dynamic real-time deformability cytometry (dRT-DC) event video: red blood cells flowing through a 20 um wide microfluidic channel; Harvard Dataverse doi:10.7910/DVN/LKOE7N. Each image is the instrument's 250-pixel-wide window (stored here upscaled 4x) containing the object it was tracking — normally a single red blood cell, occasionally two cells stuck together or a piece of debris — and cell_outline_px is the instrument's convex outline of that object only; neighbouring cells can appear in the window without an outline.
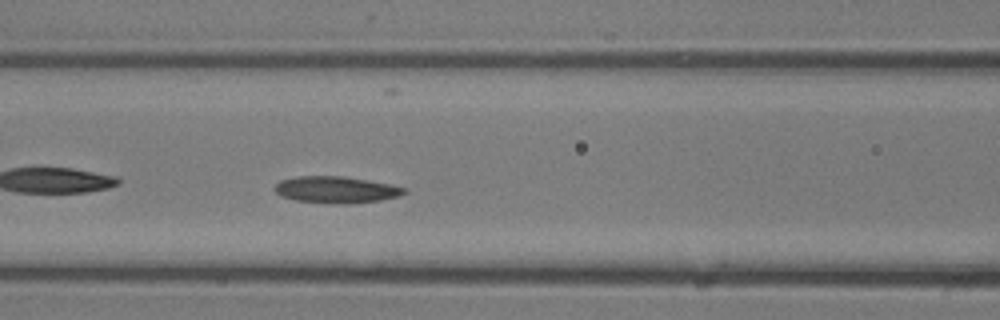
{"species": "common noctule bat (a hibernating species)", "species_latin": "Nyctalus noctula", "temperature_condition": "room temperature", "stored_images_in_passage": 23, "camera_frame_rate_fps": 3000, "um_per_image_px": 0.085, "animal": {"sex": "male", "body_mass_g": 13.3}, "frame": {"image": 1, "passage_image": 15, "time_ms": 4.667, "image_size_px": [1000, 320], "cell_outline_px": [[408, 192], [400, 196], [380, 200], [352, 204], [344, 204], [296, 200], [280, 196], [272, 188], [280, 180], [296, 176], [344, 176], [392, 184], [408, 188]], "centroid_in_image_um": [28.61, 16.12], "position_along_channel_um": 138.0, "area_um2": 20.35}}
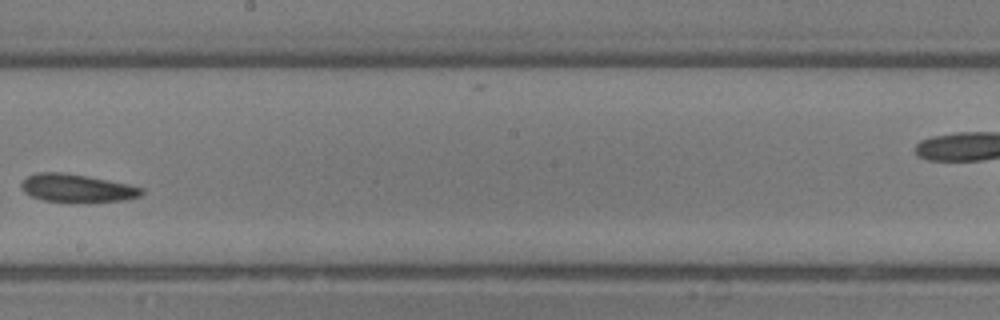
{"frame": {"image": 2, "passage_image": 20, "time_ms": 6.333, "image_size_px": [1000, 320], "cell_outline_px": [[144, 192], [140, 196], [124, 200], [44, 200], [32, 196], [24, 192], [20, 184], [28, 176], [36, 172], [64, 172], [88, 176], [128, 184], [144, 188]], "centroid_in_image_um": [6.54, 15.95], "position_along_channel_um": 241.7, "area_um2": 18.96}}
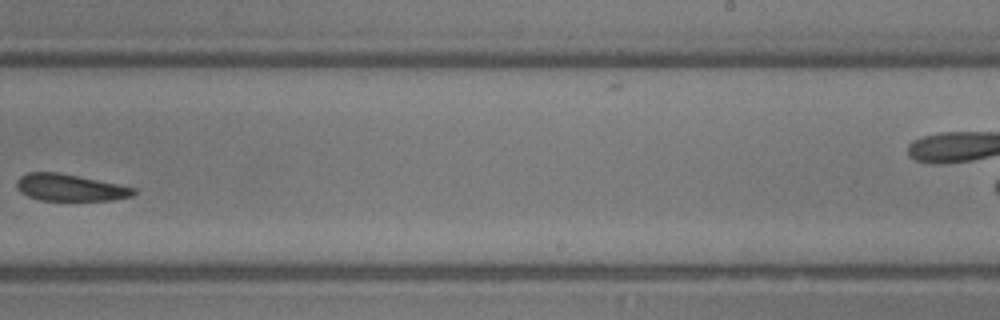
{"frame": {"image": 3, "passage_image": 22, "time_ms": 7.0, "image_size_px": [1000, 320], "cell_outline_px": [[136, 192], [132, 196], [112, 200], [40, 200], [28, 196], [20, 192], [16, 184], [16, 180], [20, 176], [28, 172], [56, 172], [136, 188]], "centroid_in_image_um": [5.91, 15.95], "position_along_channel_um": 283.1, "area_um2": 18.03}}